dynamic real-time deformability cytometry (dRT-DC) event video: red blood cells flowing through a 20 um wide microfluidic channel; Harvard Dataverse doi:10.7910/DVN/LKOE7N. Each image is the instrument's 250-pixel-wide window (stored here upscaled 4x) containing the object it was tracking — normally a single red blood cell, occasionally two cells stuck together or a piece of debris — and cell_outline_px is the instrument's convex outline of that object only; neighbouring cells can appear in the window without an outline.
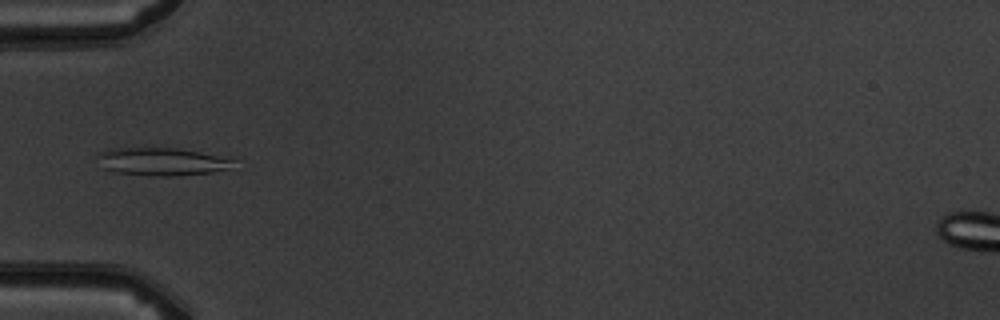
{"species": "common noctule bat (a hibernating species)", "species_latin": "Nyctalus noctula", "temperature_condition": "warm", "stored_images_in_passage": 4, "camera_frame_rate_fps": 3000, "um_per_image_px": 0.085, "animal": {"sex": "male", "body_mass_g": 19.5, "forearm_length_mm": 54.6}, "frame": {"image": 1, "passage_image": 4, "time_ms": 4.333, "image_size_px": [1000, 320], "cell_outline_px": [[236, 160], [228, 168], [208, 172], [172, 176], [156, 176], [116, 172], [104, 168], [96, 156], [100, 152], [112, 148], [176, 148], [200, 152]], "centroid_in_image_um": [13.7, 13.73], "position_along_channel_um": 71.3, "area_um2": 21.56}}